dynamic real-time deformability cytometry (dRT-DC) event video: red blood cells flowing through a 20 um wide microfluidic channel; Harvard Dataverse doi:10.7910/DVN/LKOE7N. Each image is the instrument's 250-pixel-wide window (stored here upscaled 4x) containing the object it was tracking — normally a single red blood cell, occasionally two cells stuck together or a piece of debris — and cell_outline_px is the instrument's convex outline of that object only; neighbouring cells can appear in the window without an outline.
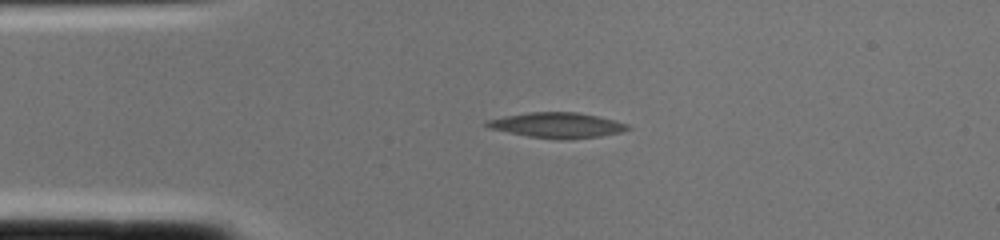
{"species": "common noctule bat (a hibernating species)", "species_latin": "Nyctalus noctula", "temperature_condition": "cold", "stored_images_in_passage": 1, "camera_frame_rate_fps": 3000, "um_per_image_px": 0.085, "animal": {"sex": "female", "body_mass_g": 22.0, "forearm_length_mm": 56.7}, "frame": {"image": 1, "passage_image": 1, "time_ms": 0.0, "image_size_px": [1000, 240], "cell_outline_px": [[632, 128], [624, 132], [600, 136], [560, 140], [528, 136], [488, 128], [484, 124], [484, 120], [504, 116], [528, 112], [576, 112], [596, 116], [628, 124]], "centroid_in_image_um": [47.33, 10.64], "position_along_channel_um": 37.7, "area_um2": 20.81}}